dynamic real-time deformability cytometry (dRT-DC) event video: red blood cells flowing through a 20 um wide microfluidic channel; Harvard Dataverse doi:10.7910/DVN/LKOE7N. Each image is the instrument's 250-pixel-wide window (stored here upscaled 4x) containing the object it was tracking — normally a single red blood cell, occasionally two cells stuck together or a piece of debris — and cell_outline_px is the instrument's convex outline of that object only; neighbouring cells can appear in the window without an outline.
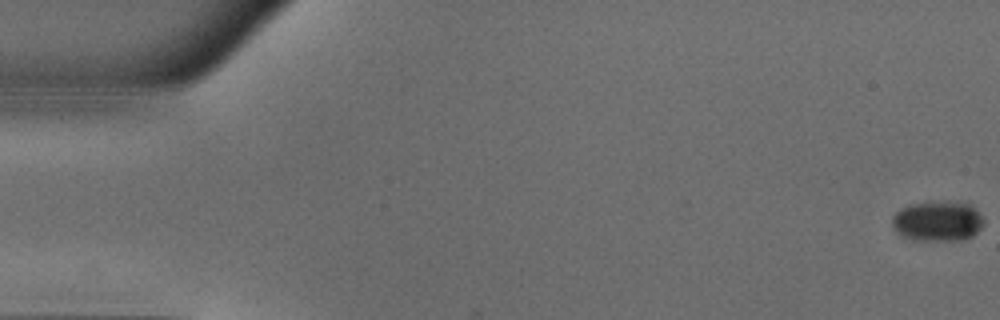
{"species": "common noctule bat (a hibernating species)", "species_latin": "Nyctalus noctula", "temperature_condition": "warm", "stored_images_in_passage": 51, "camera_frame_rate_fps": 3000, "um_per_image_px": 0.085, "animal": {"sex": "male", "body_mass_g": 18.8}, "frame": {"image": 1, "passage_image": 1, "time_ms": 0.0, "image_size_px": [1000, 320], "cell_outline_px": [[984, 224], [972, 236], [960, 240], [912, 240], [896, 232], [892, 224], [892, 216], [900, 208], [908, 204], [944, 200], [972, 204], [984, 220]], "centroid_in_image_um": [79.69, 18.77], "position_along_channel_um": 5.3, "area_um2": 21.73}}
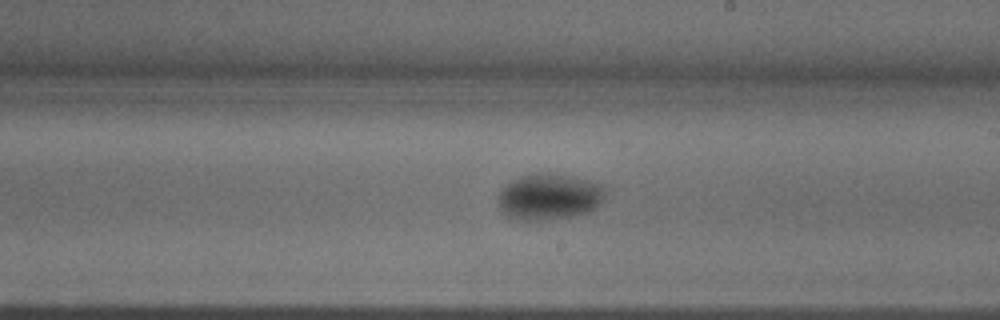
{"frame": {"image": 2, "passage_image": 30, "time_ms": 9.667, "image_size_px": [1000, 320], "cell_outline_px": [[604, 196], [596, 208], [588, 212], [572, 216], [544, 220], [508, 220], [500, 212], [496, 200], [496, 196], [500, 188], [512, 180], [520, 176], [552, 172], [572, 176], [588, 180], [600, 184], [604, 188]], "centroid_in_image_um": [46.58, 16.74], "position_along_channel_um": 242.4, "area_um2": 29.42}}
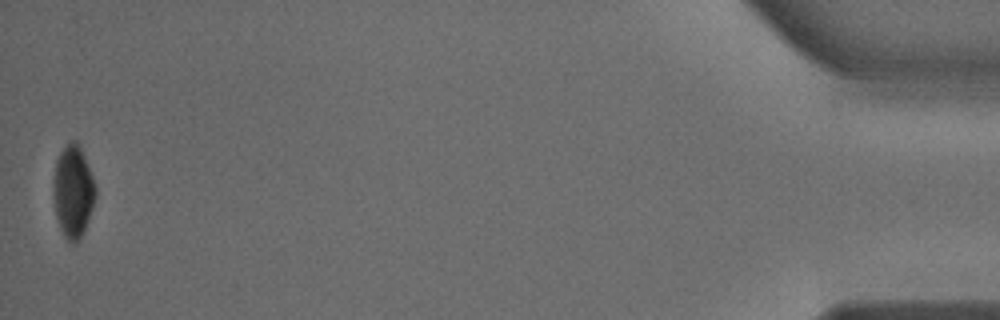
{"frame": {"image": 3, "passage_image": 51, "time_ms": 16.667, "image_size_px": [1000, 320], "cell_outline_px": [[96, 196], [88, 220], [80, 236], [72, 244], [64, 236], [60, 228], [56, 216], [52, 192], [52, 184], [56, 160], [60, 152], [72, 140], [76, 140], [84, 156], [92, 176], [96, 188]], "centroid_in_image_um": [6.19, 16.26], "position_along_channel_um": 429.0, "area_um2": 22.37}, "authors_computed_cell_mechanics": {"area_um2": 26.0678, "velocity_mm_per_s": 4.0047, "shape_relaxation_time_tau1_ms": 7.7752, "shape_relaxation_time_tau2_ms": 3.4248, "deformation_change_tau1": 0.1924, "deformation_change_tau2": 0.023}}